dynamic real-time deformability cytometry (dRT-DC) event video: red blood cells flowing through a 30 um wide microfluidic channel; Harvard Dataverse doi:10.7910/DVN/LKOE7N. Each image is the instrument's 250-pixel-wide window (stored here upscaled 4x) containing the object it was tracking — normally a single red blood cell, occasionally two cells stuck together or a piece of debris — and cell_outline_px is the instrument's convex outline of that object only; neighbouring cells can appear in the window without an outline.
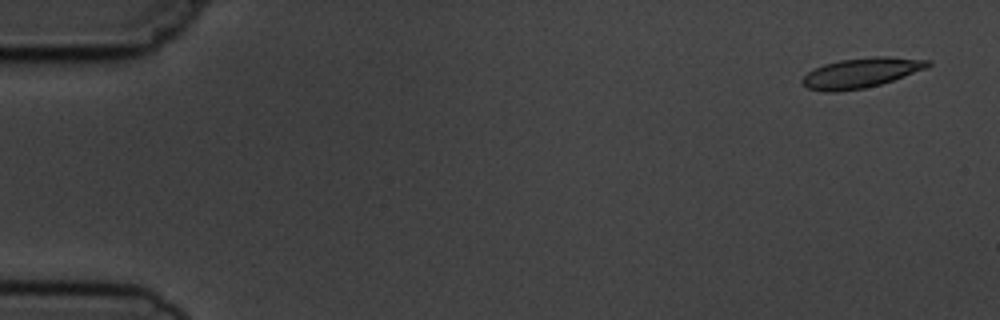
{"species": "common noctule bat (a hibernating species)", "species_latin": "Nyctalus noctula", "temperature_condition": "cold", "stored_images_in_passage": 5, "camera_frame_rate_fps": 3000, "um_per_image_px": 0.085, "animal": {"sex": "male", "body_mass_g": 19.5, "forearm_length_mm": 54.6}, "frame": {"image": 1, "passage_image": 1, "time_ms": 0.0, "image_size_px": [1000, 320], "cell_outline_px": [[932, 64], [928, 68], [880, 84], [864, 88], [836, 92], [824, 92], [808, 88], [800, 80], [808, 72], [824, 64], [840, 60], [872, 56], [888, 56], [932, 60]], "centroid_in_image_um": [73.23, 6.18], "position_along_channel_um": 11.8, "area_um2": 21.91}}